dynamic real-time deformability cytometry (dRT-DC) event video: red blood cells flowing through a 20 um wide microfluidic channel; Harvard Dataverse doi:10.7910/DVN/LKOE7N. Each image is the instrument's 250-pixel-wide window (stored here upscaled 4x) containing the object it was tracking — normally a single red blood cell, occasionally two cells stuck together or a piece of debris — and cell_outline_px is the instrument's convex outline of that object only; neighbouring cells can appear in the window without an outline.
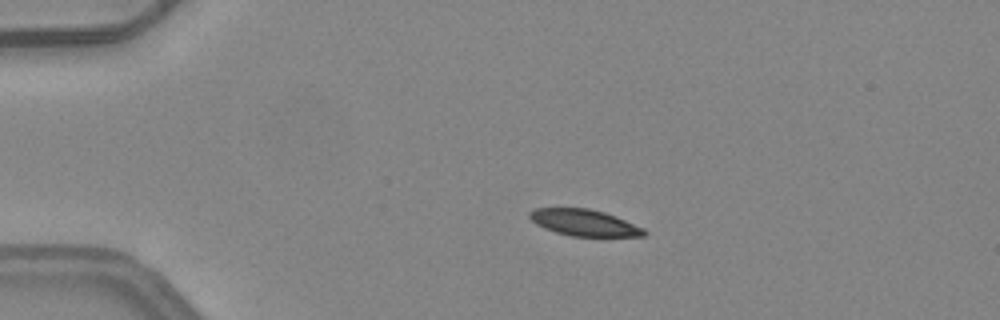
{"species": "common noctule bat (a hibernating species)", "species_latin": "Nyctalus noctula", "temperature_condition": "warm", "stored_images_in_passage": 3, "camera_frame_rate_fps": 3000, "um_per_image_px": 0.085, "animal": {"sex": "female", "body_mass_g": 24.6, "forearm_length_mm": 56.2}, "frame": {"image": 1, "passage_image": 1, "time_ms": 0.0, "image_size_px": [1000, 320], "cell_outline_px": [[648, 232], [644, 236], [572, 236], [556, 232], [544, 228], [536, 224], [528, 216], [528, 212], [532, 208], [588, 208], [604, 212], [616, 216], [644, 228]], "centroid_in_image_um": [49.65, 18.92], "position_along_channel_um": 35.4, "area_um2": 17.69}}